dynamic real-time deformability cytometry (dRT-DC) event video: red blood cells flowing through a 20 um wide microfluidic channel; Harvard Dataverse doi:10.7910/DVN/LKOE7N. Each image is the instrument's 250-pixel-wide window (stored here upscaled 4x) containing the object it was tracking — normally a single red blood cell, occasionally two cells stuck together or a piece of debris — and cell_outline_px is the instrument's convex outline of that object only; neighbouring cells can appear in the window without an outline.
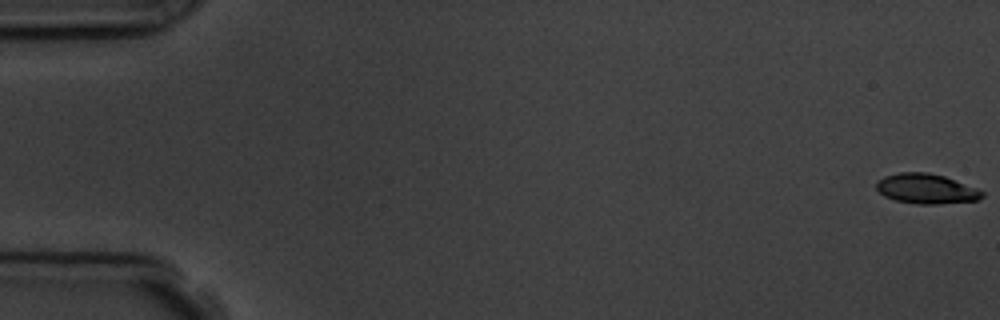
{"species": "common noctule bat (a hibernating species)", "species_latin": "Nyctalus noctula", "temperature_condition": "room temperature", "stored_images_in_passage": 5, "segment_of_instrument_passage": [1, 2], "camera_frame_rate_fps": 3000, "um_per_image_px": 0.085, "animal": {"sex": "male", "body_mass_g": 19.5, "forearm_length_mm": 54.6}, "frame": {"image": 1, "passage_image": 1, "time_ms": 0.0, "image_size_px": [1000, 320], "cell_outline_px": [[984, 196], [980, 200], [936, 204], [920, 204], [896, 200], [884, 196], [876, 188], [876, 180], [884, 176], [900, 172], [928, 172], [944, 176], [976, 188], [984, 192]], "centroid_in_image_um": [78.73, 16.04], "position_along_channel_um": 6.3, "area_um2": 18.44}}
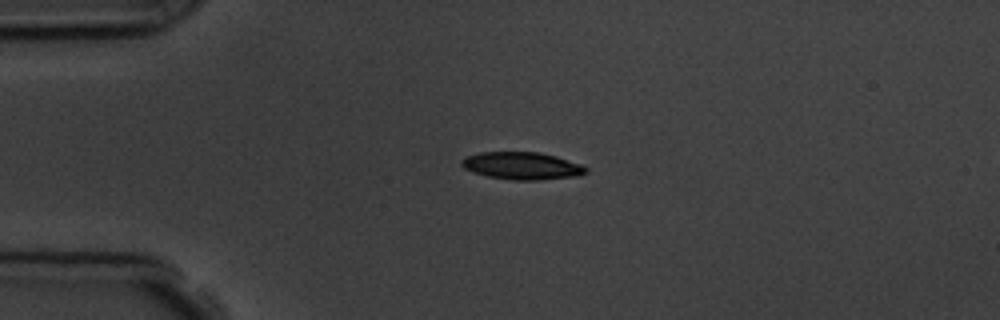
{"frame": {"image": 2, "passage_image": 4, "time_ms": 4.333, "image_size_px": [1000, 320], "cell_outline_px": [[588, 172], [580, 176], [540, 180], [512, 180], [488, 176], [472, 172], [464, 168], [460, 164], [460, 160], [468, 156], [480, 152], [540, 152], [556, 156], [580, 164], [588, 168]], "centroid_in_image_um": [44.39, 14.1], "position_along_channel_um": 40.6, "area_um2": 20.0}}